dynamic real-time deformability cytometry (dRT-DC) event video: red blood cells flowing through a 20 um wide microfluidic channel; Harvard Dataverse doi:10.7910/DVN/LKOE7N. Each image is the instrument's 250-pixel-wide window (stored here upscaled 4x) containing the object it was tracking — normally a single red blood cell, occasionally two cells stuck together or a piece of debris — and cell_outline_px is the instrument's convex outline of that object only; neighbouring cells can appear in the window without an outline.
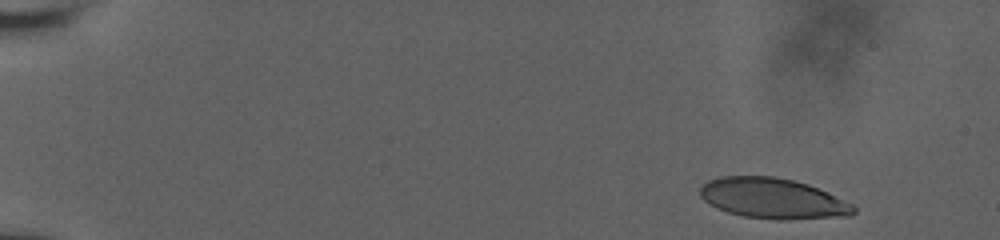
{"species": "human", "species_latin": "Homo sapiens", "temperature_condition": "room temperature", "stored_images_in_passage": 13, "camera_frame_rate_fps": 3000, "um_per_image_px": 0.085, "donor": {"sex": "male"}, "frame": {"image": 1, "passage_image": 1, "time_ms": 0.0, "image_size_px": [1000, 240], "cell_outline_px": [[856, 212], [852, 216], [788, 220], [776, 220], [744, 216], [728, 212], [716, 208], [704, 200], [700, 196], [700, 188], [708, 180], [720, 176], [776, 176], [808, 184], [852, 204], [856, 208]], "centroid_in_image_um": [65.69, 16.87], "position_along_channel_um": 19.3, "area_um2": 36.3}}
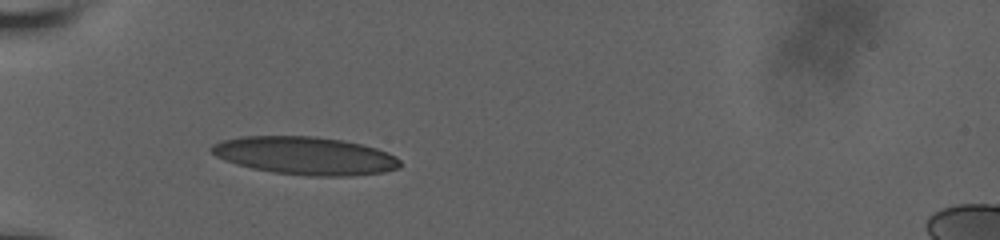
{"frame": {"image": 2, "passage_image": 10, "time_ms": 4.667, "image_size_px": [1000, 240], "cell_outline_px": [[400, 168], [380, 172], [352, 176], [308, 176], [272, 172], [252, 168], [236, 164], [224, 160], [216, 156], [208, 148], [212, 144], [224, 140], [240, 136], [316, 136], [344, 140], [376, 148], [388, 152], [396, 156], [400, 160]], "centroid_in_image_um": [25.93, 13.23], "position_along_channel_um": 59.1, "area_um2": 41.85}}
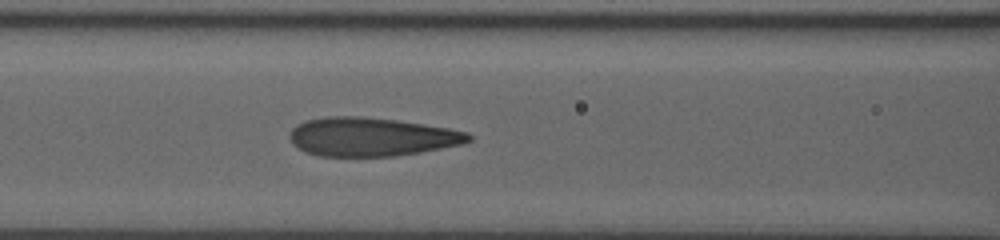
{"frame": {"image": 3, "passage_image": 13, "time_ms": 7.0, "image_size_px": [1000, 240], "cell_outline_px": [[472, 140], [464, 144], [420, 152], [396, 156], [320, 156], [304, 152], [292, 144], [288, 136], [292, 128], [296, 124], [308, 120], [324, 116], [360, 116], [396, 120], [424, 124], [448, 128], [468, 132], [472, 136]], "centroid_in_image_um": [31.56, 11.63], "position_along_channel_um": 135.0, "area_um2": 40.58}}